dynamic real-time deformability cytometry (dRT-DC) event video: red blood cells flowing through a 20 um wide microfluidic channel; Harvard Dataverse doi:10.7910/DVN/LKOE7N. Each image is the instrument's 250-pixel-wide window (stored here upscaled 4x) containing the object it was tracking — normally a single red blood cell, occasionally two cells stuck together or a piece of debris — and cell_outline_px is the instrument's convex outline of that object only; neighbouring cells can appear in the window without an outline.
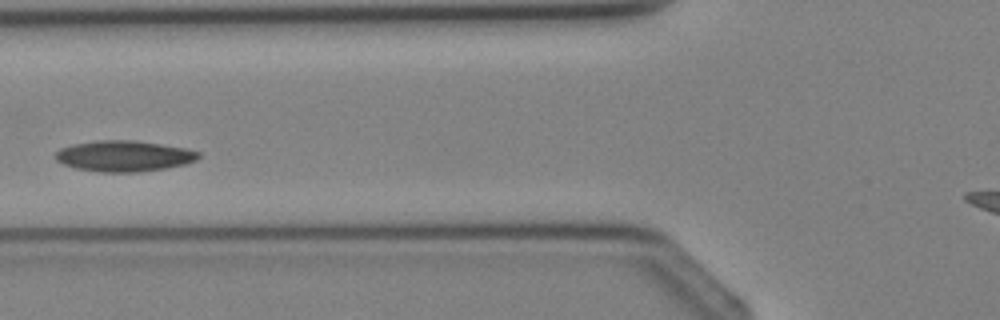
{"species": "Egyptian fruit bat (a non-hibernating species)", "species_latin": "Rousettus aegyptiacus", "temperature_condition": "cold", "stored_images_in_passage": 4, "camera_frame_rate_fps": 3000, "um_per_image_px": 0.085, "animal": {"sex": "female"}, "frame": {"image": 1, "passage_image": 4, "time_ms": 3.333, "image_size_px": [1000, 320], "cell_outline_px": [[200, 156], [196, 160], [184, 164], [164, 168], [136, 172], [100, 172], [76, 168], [64, 164], [56, 160], [56, 152], [60, 148], [72, 144], [96, 140], [132, 140], [160, 144], [184, 148], [200, 152]], "centroid_in_image_um": [10.51, 13.26], "position_along_channel_um": 115.3, "area_um2": 25.55}}